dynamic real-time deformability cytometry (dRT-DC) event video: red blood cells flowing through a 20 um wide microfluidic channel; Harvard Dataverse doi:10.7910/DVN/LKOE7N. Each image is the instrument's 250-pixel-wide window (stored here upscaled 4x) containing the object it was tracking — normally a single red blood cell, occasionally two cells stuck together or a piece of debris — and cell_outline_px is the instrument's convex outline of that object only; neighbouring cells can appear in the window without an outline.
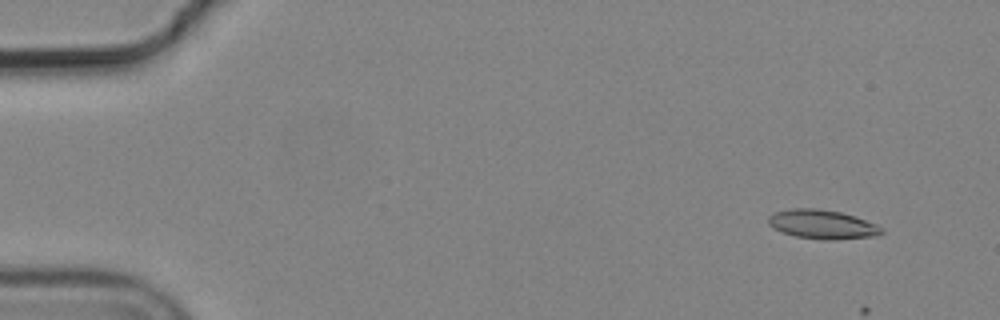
{"species": "common noctule bat (a hibernating species)", "species_latin": "Nyctalus noctula", "temperature_condition": "cold", "stored_images_in_passage": 6, "camera_frame_rate_fps": 3000, "um_per_image_px": 0.085, "animal": {"sex": "male", "body_mass_g": 19.2, "forearm_length_mm": 51.8}, "frame": {"image": 1, "passage_image": 2, "time_ms": 0.333, "image_size_px": [1000, 320], "cell_outline_px": [[884, 232], [880, 236], [836, 240], [820, 240], [796, 236], [772, 228], [768, 224], [768, 216], [776, 212], [792, 208], [816, 208], [840, 212], [876, 224], [884, 228]], "centroid_in_image_um": [69.92, 19.09], "position_along_channel_um": 15.1, "area_um2": 19.31}}